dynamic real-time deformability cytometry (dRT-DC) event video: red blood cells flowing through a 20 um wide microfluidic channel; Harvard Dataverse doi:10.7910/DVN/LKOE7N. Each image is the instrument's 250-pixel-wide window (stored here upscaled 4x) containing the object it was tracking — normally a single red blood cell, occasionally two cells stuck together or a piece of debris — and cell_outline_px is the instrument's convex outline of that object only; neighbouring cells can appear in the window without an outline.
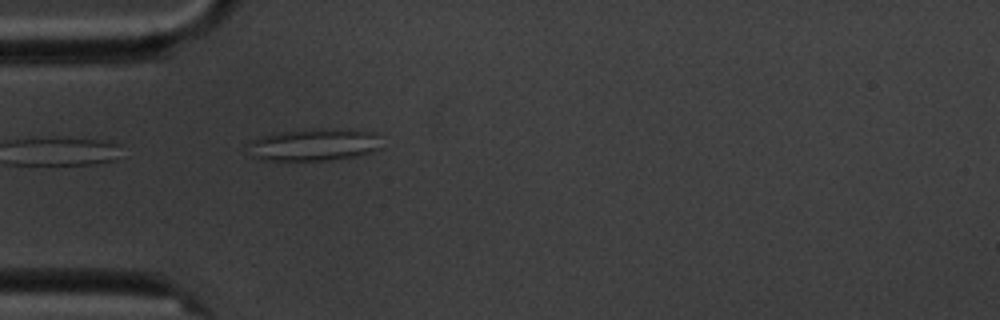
{"species": "common noctule bat (a hibernating species)", "species_latin": "Nyctalus noctula", "temperature_condition": "cold", "stored_images_in_passage": 5, "camera_frame_rate_fps": 3000, "um_per_image_px": 0.085, "animal": {"sex": "male", "body_mass_g": 20.1, "forearm_length_mm": 53.5}, "frame": {"image": 1, "passage_image": 5, "time_ms": 4.667, "image_size_px": [1000, 320], "cell_outline_px": [[384, 148], [372, 152], [356, 156], [332, 160], [260, 160], [252, 156], [248, 144], [248, 140], [260, 136], [280, 132], [312, 128], [348, 128], [372, 132], [376, 136]], "centroid_in_image_um": [26.71, 12.28], "position_along_channel_um": 58.3, "area_um2": 25.61}}